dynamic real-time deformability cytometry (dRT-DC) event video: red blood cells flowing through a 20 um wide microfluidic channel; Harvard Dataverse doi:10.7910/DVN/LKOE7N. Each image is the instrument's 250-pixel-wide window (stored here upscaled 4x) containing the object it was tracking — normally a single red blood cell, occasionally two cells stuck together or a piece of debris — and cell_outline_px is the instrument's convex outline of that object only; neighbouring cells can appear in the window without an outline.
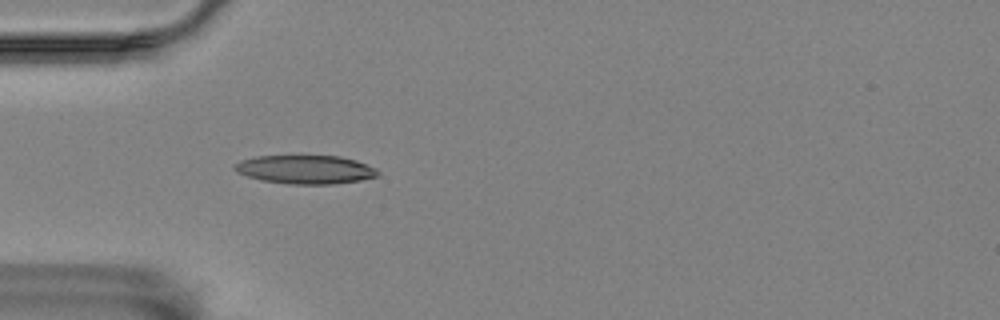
{"species": "Egyptian fruit bat (a non-hibernating species)", "species_latin": "Rousettus aegyptiacus", "temperature_condition": "room temperature", "stored_images_in_passage": 42, "camera_frame_rate_fps": 3000, "um_per_image_px": 0.085, "animal": {"sex": "female"}, "frame": {"image": 1, "passage_image": 3, "time_ms": 0.667, "image_size_px": [1000, 320], "cell_outline_px": [[380, 176], [360, 180], [332, 184], [288, 184], [260, 180], [236, 172], [232, 168], [240, 160], [256, 156], [340, 156], [356, 160], [376, 168], [380, 172]], "centroid_in_image_um": [25.97, 14.41], "position_along_channel_um": 59.0, "area_um2": 23.99}}
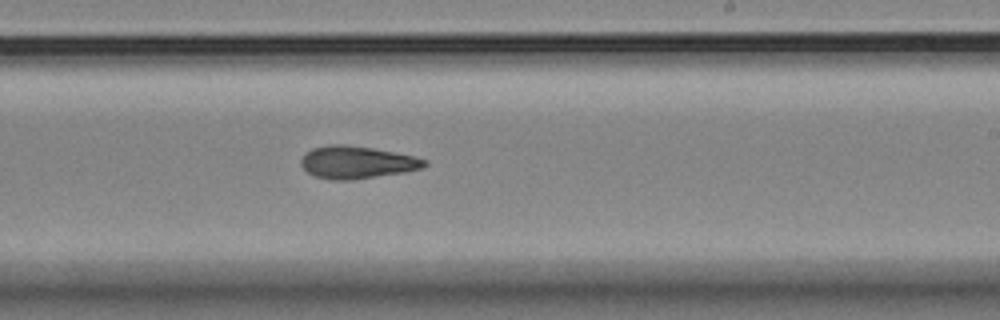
{"frame": {"image": 2, "passage_image": 20, "time_ms": 6.333, "image_size_px": [1000, 320], "cell_outline_px": [[428, 164], [424, 168], [404, 172], [352, 180], [332, 180], [316, 176], [308, 172], [300, 164], [300, 160], [312, 148], [328, 144], [344, 144], [372, 148], [416, 156], [428, 160]], "centroid_in_image_um": [30.37, 13.79], "position_along_channel_um": 258.6, "area_um2": 23.41}}
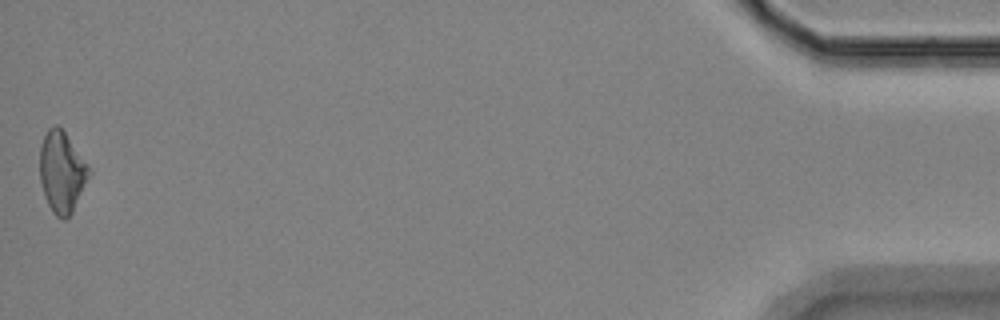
{"frame": {"image": 3, "passage_image": 42, "time_ms": 13.667, "image_size_px": [1000, 320], "cell_outline_px": [[92, 172], [72, 212], [64, 220], [56, 216], [52, 212], [44, 196], [40, 180], [40, 148], [44, 136], [48, 128], [52, 124], [56, 124], [64, 132], [88, 164]], "centroid_in_image_um": [5.26, 14.63], "position_along_channel_um": 429.9, "area_um2": 23.18}, "authors_computed_cell_mechanics": {"area_um2": 23.0044, "velocity_mm_per_s": 3.5725, "shape_relaxation_time_tau1_ms": 5.9454, "shape_relaxation_time_tau2_ms": 8.3094, "deformation_change_tau1": 0.1493, "deformation_change_tau2": 0.1783}}